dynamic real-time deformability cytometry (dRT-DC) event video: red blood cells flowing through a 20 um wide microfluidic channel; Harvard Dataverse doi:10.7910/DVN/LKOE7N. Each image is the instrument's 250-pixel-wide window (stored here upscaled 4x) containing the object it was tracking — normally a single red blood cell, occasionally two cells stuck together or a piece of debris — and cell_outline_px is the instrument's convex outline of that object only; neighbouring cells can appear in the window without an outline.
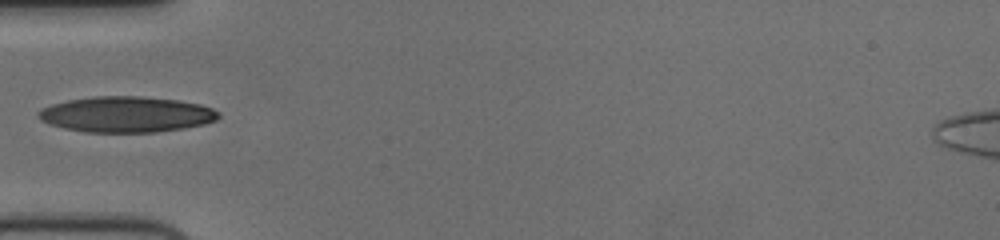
{"species": "human", "species_latin": "Homo sapiens", "temperature_condition": "cold", "stored_images_in_passage": 18, "camera_frame_rate_fps": 3000, "um_per_image_px": 0.085, "donor": {"sex": "female"}, "frame": {"image": 1, "passage_image": 1, "time_ms": 0.0, "image_size_px": [1000, 240], "cell_outline_px": [[220, 116], [216, 120], [204, 124], [184, 128], [156, 132], [84, 132], [64, 128], [40, 120], [36, 116], [36, 112], [40, 108], [52, 104], [68, 100], [92, 96], [144, 96], [176, 100], [200, 104], [212, 108], [220, 112]], "centroid_in_image_um": [10.72, 9.72], "position_along_channel_um": 74.3, "area_um2": 37.74}}